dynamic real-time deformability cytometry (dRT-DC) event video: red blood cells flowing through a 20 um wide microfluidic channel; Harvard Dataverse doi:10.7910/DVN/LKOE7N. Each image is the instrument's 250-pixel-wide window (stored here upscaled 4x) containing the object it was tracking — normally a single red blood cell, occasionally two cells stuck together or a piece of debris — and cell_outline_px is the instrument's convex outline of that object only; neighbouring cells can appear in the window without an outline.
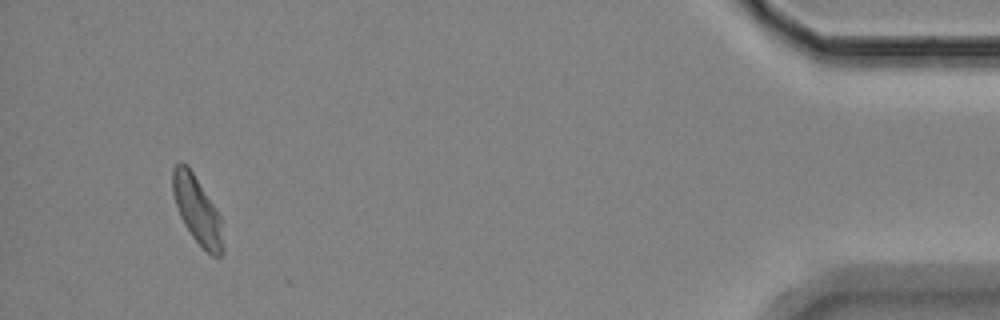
{"species": "Egyptian fruit bat (a non-hibernating species)", "species_latin": "Rousettus aegyptiacus", "temperature_condition": "room temperature", "stored_images_in_passage": 45, "segment_of_instrument_passage": [3, 3], "camera_frame_rate_fps": 3000, "um_per_image_px": 0.085, "animal": {"sex": "female"}, "frame": {"image": 1, "passage_image": 42, "time_ms": 13.667, "image_size_px": [1000, 320], "cell_outline_px": [[224, 252], [220, 256], [212, 256], [192, 236], [184, 224], [180, 216], [172, 192], [172, 168], [180, 160], [188, 164], [216, 208], [220, 216], [224, 248]], "centroid_in_image_um": [16.75, 17.81], "position_along_channel_um": 418.4, "area_um2": 19.83}}